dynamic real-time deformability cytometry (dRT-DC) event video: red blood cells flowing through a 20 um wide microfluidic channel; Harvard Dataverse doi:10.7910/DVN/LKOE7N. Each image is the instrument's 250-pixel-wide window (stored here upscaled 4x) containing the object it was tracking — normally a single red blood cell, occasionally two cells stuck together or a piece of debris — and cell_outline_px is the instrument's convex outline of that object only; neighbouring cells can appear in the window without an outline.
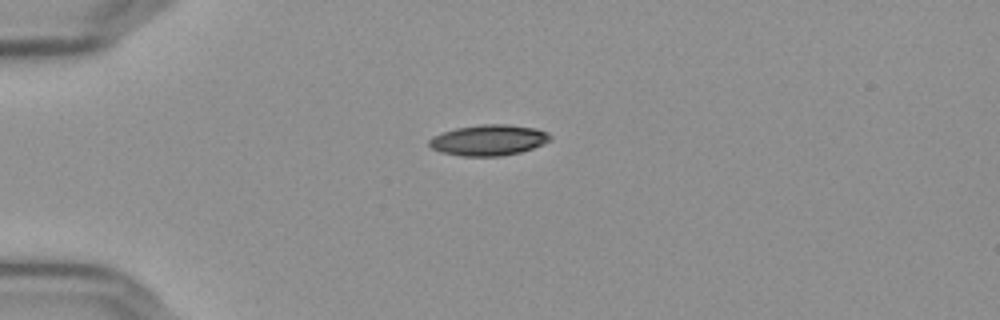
{"species": "Egyptian fruit bat (a non-hibernating species)", "species_latin": "Rousettus aegyptiacus", "temperature_condition": "cold", "stored_images_in_passage": 42, "camera_frame_rate_fps": 3000, "um_per_image_px": 0.085, "frame": {"image": 1, "passage_image": 1, "time_ms": 0.0, "image_size_px": [1000, 320], "cell_outline_px": [[552, 136], [544, 144], [520, 152], [500, 156], [460, 156], [440, 152], [432, 148], [428, 144], [428, 140], [432, 136], [456, 128], [480, 124], [508, 124], [536, 128], [548, 132]], "centroid_in_image_um": [41.52, 11.9], "position_along_channel_um": 43.5, "area_um2": 21.79}}
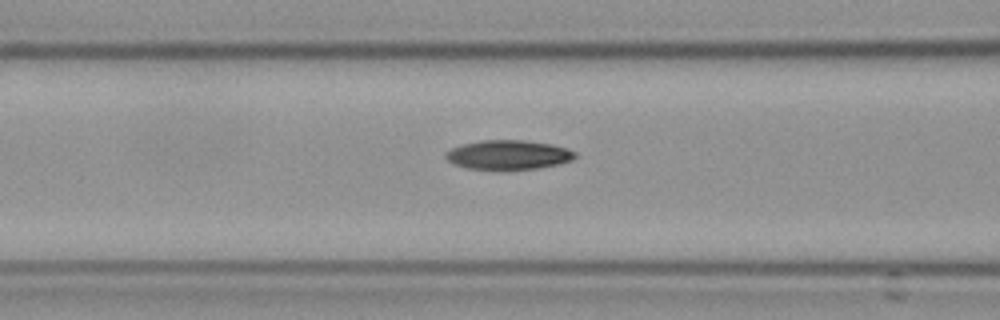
{"frame": {"image": 2, "passage_image": 10, "time_ms": 3.0, "image_size_px": [1000, 320], "cell_outline_px": [[576, 156], [572, 160], [556, 164], [536, 168], [468, 168], [456, 164], [448, 160], [444, 156], [444, 152], [460, 144], [480, 140], [524, 140], [552, 144], [568, 148], [576, 152]], "centroid_in_image_um": [43.2, 13.12], "position_along_channel_um": 123.4, "area_um2": 21.73}}
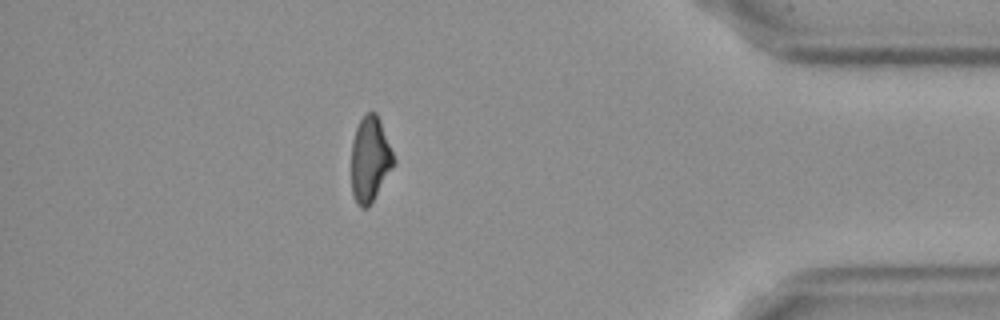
{"frame": {"image": 3, "passage_image": 36, "time_ms": 11.667, "image_size_px": [1000, 320], "cell_outline_px": [[396, 164], [368, 208], [360, 208], [356, 204], [352, 196], [352, 140], [356, 128], [364, 112], [376, 112], [380, 120], [396, 160]], "centroid_in_image_um": [31.46, 13.56], "position_along_channel_um": 403.7, "area_um2": 21.33}, "authors_computed_cell_mechanics": {"area_um2": 22.1952, "velocity_mm_per_s": 3.6548, "shape_relaxation_time_tau1_ms": 6.8429, "shape_relaxation_time_tau2_ms": 10.2754, "deformation_change_tau1": 0.1747, "deformation_change_tau2": 0.1668}}